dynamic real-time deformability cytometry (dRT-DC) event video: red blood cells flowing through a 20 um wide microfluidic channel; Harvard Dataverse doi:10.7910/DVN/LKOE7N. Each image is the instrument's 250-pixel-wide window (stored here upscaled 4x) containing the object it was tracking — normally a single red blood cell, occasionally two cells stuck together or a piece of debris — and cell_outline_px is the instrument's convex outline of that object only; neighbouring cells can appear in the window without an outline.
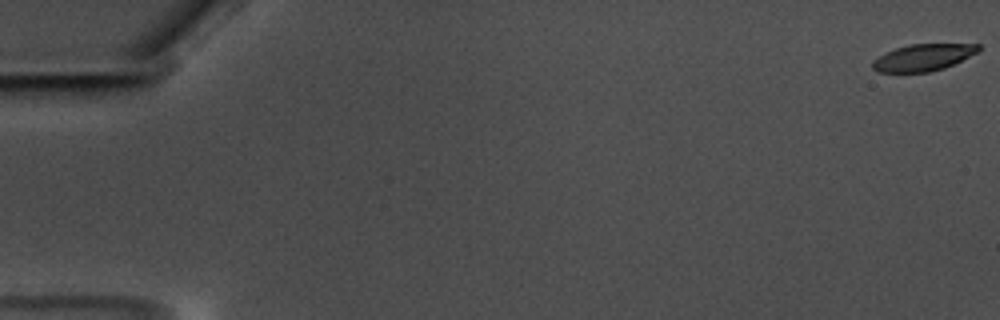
{"species": "common noctule bat (a hibernating species)", "species_latin": "Nyctalus noctula", "temperature_condition": "warm", "stored_images_in_passage": 16, "camera_frame_rate_fps": 3000, "um_per_image_px": 0.085, "animal": {"sex": "male", "body_mass_g": 17.5, "forearm_length_mm": 52.3}, "frame": {"image": 1, "passage_image": 1, "time_ms": 0.0, "image_size_px": [1000, 320], "cell_outline_px": [[980, 52], [944, 68], [928, 72], [880, 72], [872, 68], [872, 60], [884, 52], [908, 44], [980, 44]], "centroid_in_image_um": [78.47, 4.88], "position_along_channel_um": 6.5, "area_um2": 16.65}}